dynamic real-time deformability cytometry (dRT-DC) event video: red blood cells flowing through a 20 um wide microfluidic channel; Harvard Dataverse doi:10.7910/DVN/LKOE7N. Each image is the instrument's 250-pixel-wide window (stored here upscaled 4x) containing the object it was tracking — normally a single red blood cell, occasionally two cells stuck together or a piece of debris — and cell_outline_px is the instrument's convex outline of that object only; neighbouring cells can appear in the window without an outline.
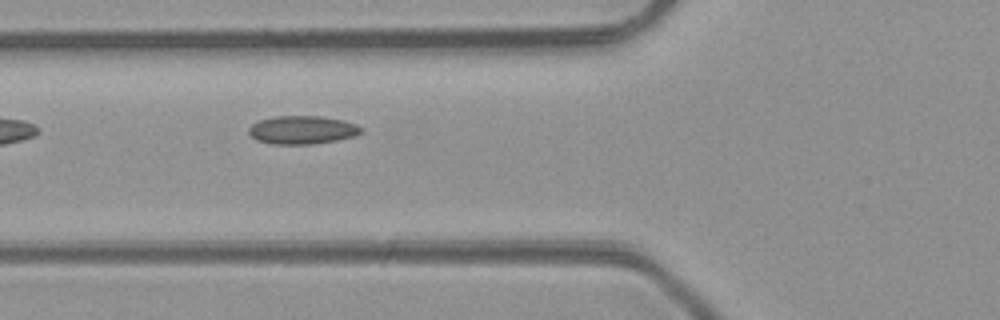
{"species": "common noctule bat (a hibernating species)", "species_latin": "Nyctalus noctula", "temperature_condition": "room temperature", "stored_images_in_passage": 2, "camera_frame_rate_fps": 3000, "um_per_image_px": 0.085, "animal": {"sex": "male", "body_mass_g": 23.1, "forearm_length_mm": 52.7}, "frame": {"image": 1, "passage_image": 2, "time_ms": 1.0, "image_size_px": [1000, 320], "cell_outline_px": [[364, 132], [356, 136], [336, 140], [312, 144], [272, 144], [256, 140], [248, 132], [248, 128], [252, 124], [260, 120], [276, 116], [320, 116], [344, 120], [356, 124], [364, 128]], "centroid_in_image_um": [25.73, 11.04], "position_along_channel_um": 100.1, "area_um2": 18.67}}